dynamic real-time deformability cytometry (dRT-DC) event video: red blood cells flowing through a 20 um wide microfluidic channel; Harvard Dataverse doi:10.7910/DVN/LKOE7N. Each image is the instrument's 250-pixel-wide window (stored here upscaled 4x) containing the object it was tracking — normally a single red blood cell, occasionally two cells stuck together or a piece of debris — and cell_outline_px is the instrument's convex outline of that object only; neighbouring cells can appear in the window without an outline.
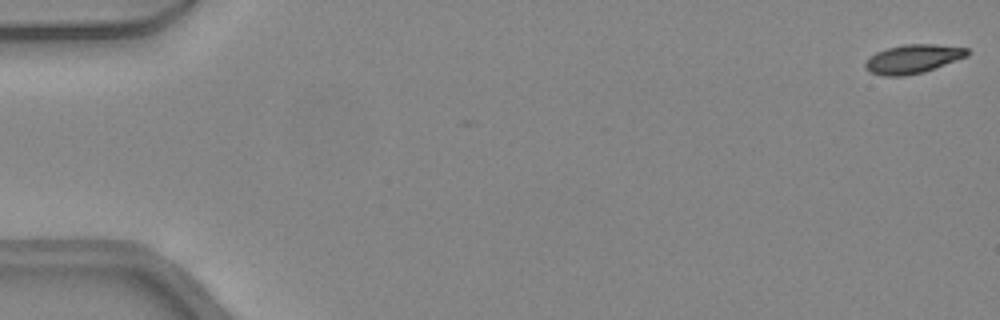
{"species": "common noctule bat (a hibernating species)", "species_latin": "Nyctalus noctula", "temperature_condition": "warm", "stored_images_in_passage": 10, "camera_frame_rate_fps": 3000, "um_per_image_px": 0.085, "animal": {"sex": "female", "body_mass_g": 24.6, "forearm_length_mm": 56.2}, "frame": {"image": 1, "passage_image": 1, "time_ms": 0.0, "image_size_px": [1000, 320], "cell_outline_px": [[968, 56], [924, 72], [904, 76], [884, 76], [868, 72], [864, 68], [864, 64], [868, 56], [876, 52], [888, 48], [904, 44], [932, 44], [968, 48]], "centroid_in_image_um": [77.55, 5.02], "position_along_channel_um": 7.5, "area_um2": 17.22}}